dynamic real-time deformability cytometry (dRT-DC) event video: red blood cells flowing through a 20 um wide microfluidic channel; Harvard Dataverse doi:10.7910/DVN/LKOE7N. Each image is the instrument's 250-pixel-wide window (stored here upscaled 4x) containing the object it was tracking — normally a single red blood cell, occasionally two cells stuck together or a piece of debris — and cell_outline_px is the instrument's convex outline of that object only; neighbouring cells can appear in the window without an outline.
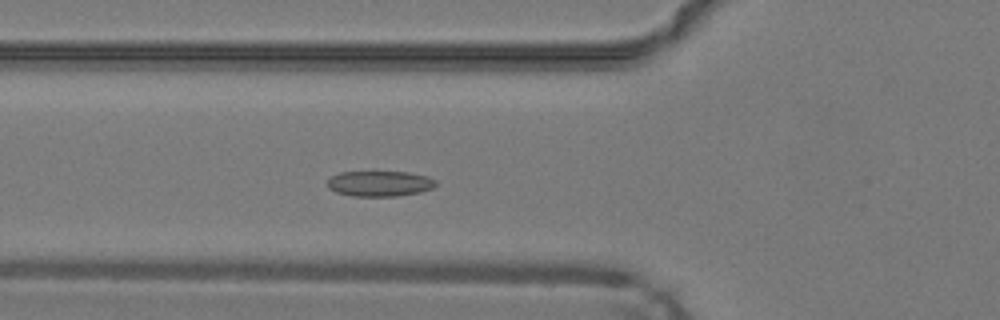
{"species": "common noctule bat (a hibernating species)", "species_latin": "Nyctalus noctula", "temperature_condition": "warm", "stored_images_in_passage": 41, "camera_frame_rate_fps": 3000, "um_per_image_px": 0.085, "animal": {"sex": "male", "body_mass_g": 19.2, "forearm_length_mm": 51.8}, "frame": {"image": 1, "passage_image": 10, "time_ms": 3.0, "image_size_px": [1000, 320], "cell_outline_px": [[436, 184], [432, 188], [420, 192], [400, 196], [352, 196], [336, 192], [328, 188], [328, 180], [332, 176], [340, 172], [408, 172], [428, 176], [436, 180]], "centroid_in_image_um": [32.29, 15.61], "position_along_channel_um": 93.5, "area_um2": 16.13}}
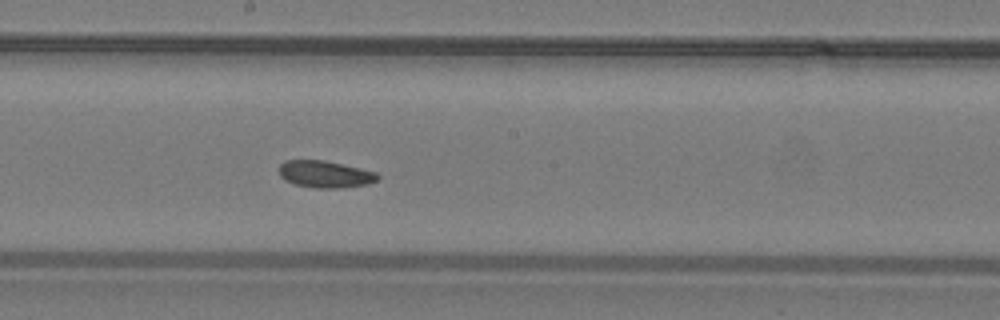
{"frame": {"image": 2, "passage_image": 19, "time_ms": 6.0, "image_size_px": [1000, 320], "cell_outline_px": [[380, 176], [376, 180], [368, 184], [340, 188], [316, 188], [296, 184], [284, 180], [280, 176], [280, 164], [284, 160], [324, 160], [360, 168], [376, 172]], "centroid_in_image_um": [27.62, 14.8], "position_along_channel_um": 220.6, "area_um2": 15.43}}
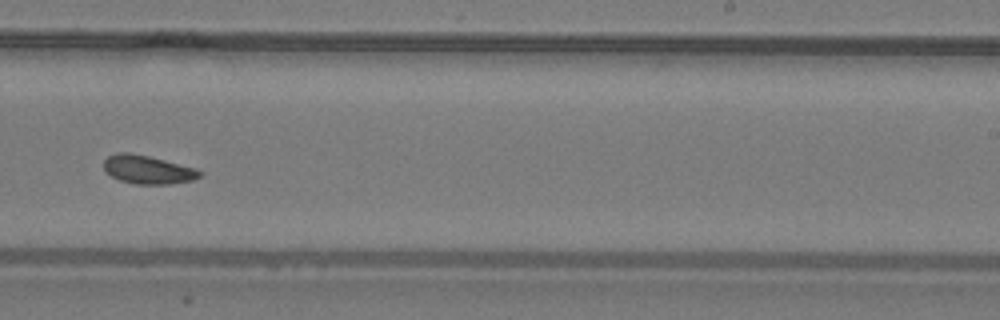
{"frame": {"image": 3, "passage_image": 23, "time_ms": 7.333, "image_size_px": [1000, 320], "cell_outline_px": [[204, 172], [200, 176], [192, 180], [168, 184], [136, 184], [120, 180], [112, 176], [104, 168], [104, 160], [108, 156], [116, 152], [128, 152], [148, 156], [196, 168]], "centroid_in_image_um": [12.57, 14.41], "position_along_channel_um": 276.4, "area_um2": 15.78}, "authors_computed_cell_mechanics": {"area_um2": 15.895, "velocity_mm_per_s": 4.216, "shape_relaxation_time_tau1_ms": 4.241, "shape_relaxation_time_tau2_ms": 4.4698, "deformation_change_tau1": 0.0675, "deformation_change_tau2": 0.1061}}